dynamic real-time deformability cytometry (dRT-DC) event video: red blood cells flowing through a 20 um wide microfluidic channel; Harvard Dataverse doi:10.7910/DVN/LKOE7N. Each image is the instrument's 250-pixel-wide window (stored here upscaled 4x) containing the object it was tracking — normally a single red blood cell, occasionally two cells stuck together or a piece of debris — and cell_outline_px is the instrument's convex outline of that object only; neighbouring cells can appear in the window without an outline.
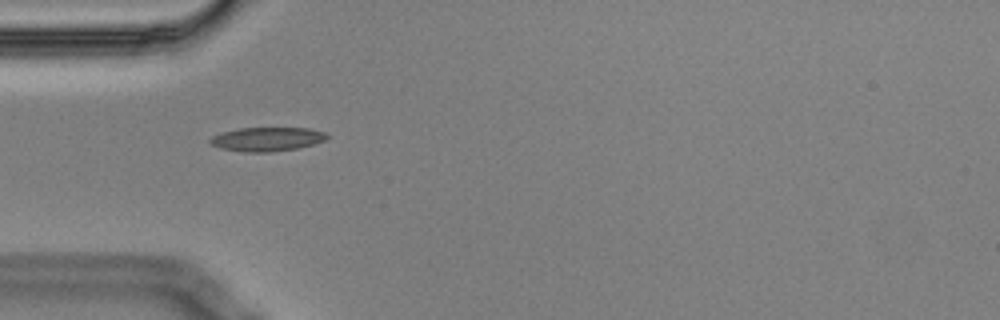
{"species": "Egyptian fruit bat (a non-hibernating species)", "species_latin": "Rousettus aegyptiacus", "temperature_condition": "cold", "stored_images_in_passage": 3, "camera_frame_rate_fps": 3000, "um_per_image_px": 0.085, "animal": {"sex": "male"}, "frame": {"image": 1, "passage_image": 2, "time_ms": 0.333, "image_size_px": [1000, 320], "cell_outline_px": [[328, 136], [324, 140], [312, 144], [296, 148], [272, 152], [244, 152], [220, 148], [208, 144], [208, 140], [212, 136], [220, 132], [240, 128], [308, 128], [324, 132]], "centroid_in_image_um": [22.61, 11.83], "position_along_channel_um": 62.4, "area_um2": 16.3}}
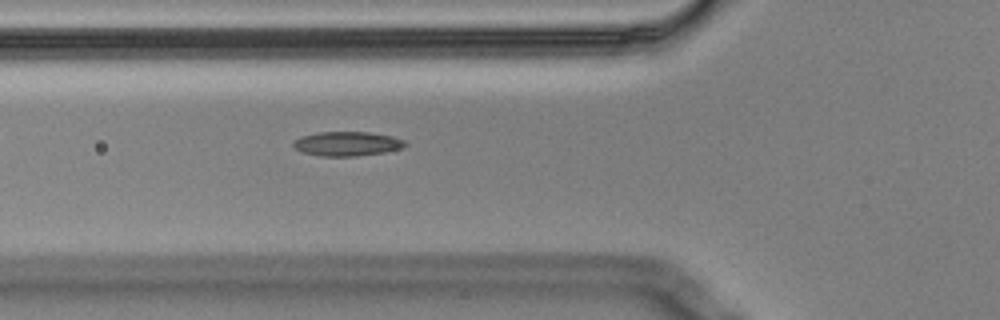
{"frame": {"image": 2, "passage_image": 3, "time_ms": 0.667, "image_size_px": [1000, 320], "cell_outline_px": [[408, 144], [404, 148], [384, 152], [356, 156], [320, 156], [300, 152], [292, 144], [300, 136], [316, 132], [368, 132], [392, 136], [404, 140]], "centroid_in_image_um": [29.51, 12.22], "position_along_channel_um": 96.3, "area_um2": 15.95}}